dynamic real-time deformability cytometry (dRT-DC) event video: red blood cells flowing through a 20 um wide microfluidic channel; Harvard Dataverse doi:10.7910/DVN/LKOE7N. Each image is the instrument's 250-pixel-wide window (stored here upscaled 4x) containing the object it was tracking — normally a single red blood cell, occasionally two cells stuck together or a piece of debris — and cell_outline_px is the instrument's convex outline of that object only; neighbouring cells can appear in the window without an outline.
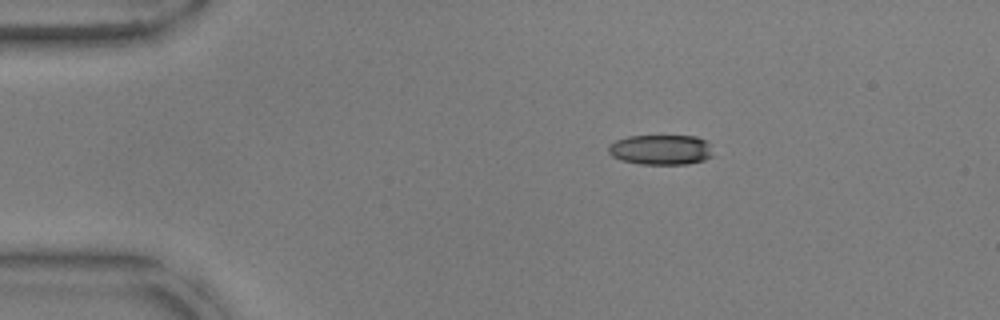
{"species": "common noctule bat (a hibernating species)", "species_latin": "Nyctalus noctula", "temperature_condition": "warm", "stored_images_in_passage": 45, "camera_frame_rate_fps": 3000, "um_per_image_px": 0.085, "animal": {"sex": "male", "body_mass_g": 17.9, "forearm_length_mm": 54.2}, "frame": {"image": 1, "passage_image": 1, "time_ms": 0.0, "image_size_px": [1000, 320], "cell_outline_px": [[712, 156], [704, 160], [688, 164], [640, 164], [620, 160], [612, 156], [608, 152], [608, 144], [616, 140], [628, 136], [696, 136], [708, 140]], "centroid_in_image_um": [56.16, 12.72], "position_along_channel_um": 28.8, "area_um2": 18.5}}
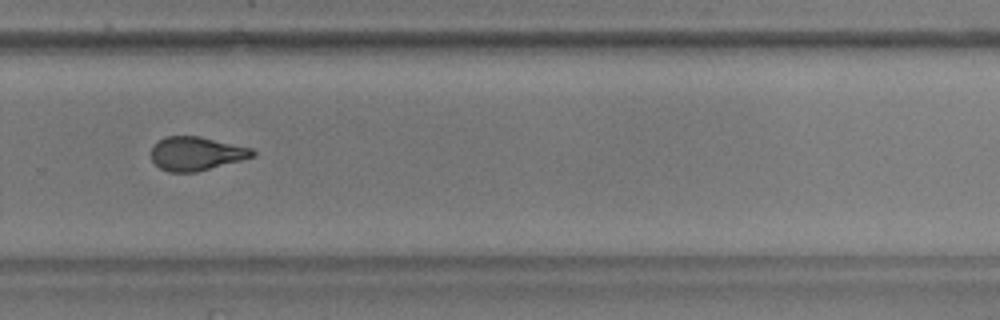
{"frame": {"image": 2, "passage_image": 28, "time_ms": 9.0, "image_size_px": [1000, 320], "cell_outline_px": [[256, 156], [196, 172], [168, 172], [160, 168], [152, 160], [152, 148], [164, 136], [200, 136], [252, 148], [256, 152]], "centroid_in_image_um": [16.7, 13.05], "position_along_channel_um": 313.1, "area_um2": 19.83}}
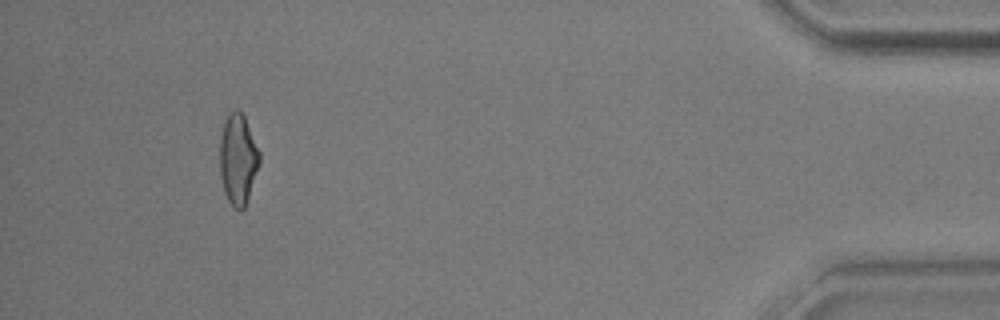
{"frame": {"image": 3, "passage_image": 41, "time_ms": 13.333, "image_size_px": [1000, 320], "cell_outline_px": [[260, 164], [244, 208], [240, 212], [228, 200], [224, 192], [220, 176], [220, 136], [224, 120], [228, 112], [236, 108], [244, 116], [260, 152]], "centroid_in_image_um": [20.22, 13.51], "position_along_channel_um": 415.0, "area_um2": 21.04}, "authors_computed_cell_mechanics": {"area_um2": 20.4612, "velocity_mm_per_s": 3.809, "shape_relaxation_time_tau1_ms": null, "shape_relaxation_time_tau2_ms": 1.4642, "deformation_change_tau1": null, "deformation_change_tau2": 0.0902}}